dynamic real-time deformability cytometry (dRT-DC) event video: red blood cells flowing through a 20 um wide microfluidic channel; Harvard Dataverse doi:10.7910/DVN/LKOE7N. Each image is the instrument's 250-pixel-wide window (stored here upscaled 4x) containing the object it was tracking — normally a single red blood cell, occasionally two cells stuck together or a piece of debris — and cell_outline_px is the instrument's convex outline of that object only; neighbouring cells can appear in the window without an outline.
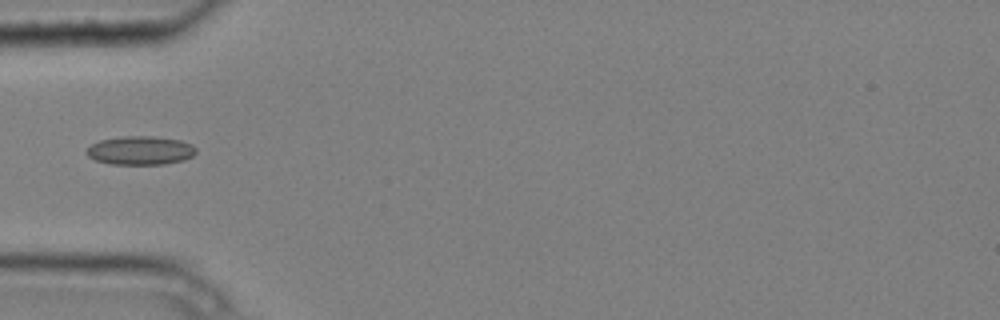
{"species": "common noctule bat (a hibernating species)", "species_latin": "Nyctalus noctula", "temperature_condition": "cold", "stored_images_in_passage": 5, "camera_frame_rate_fps": 3000, "um_per_image_px": 0.085, "animal": {"sex": "male", "body_mass_g": 20.4}, "frame": {"image": 1, "passage_image": 5, "time_ms": 1.333, "image_size_px": [1000, 320], "cell_outline_px": [[196, 152], [192, 156], [184, 160], [164, 164], [112, 164], [96, 160], [88, 156], [84, 152], [92, 144], [100, 140], [124, 136], [152, 136], [180, 140], [192, 144], [196, 148]], "centroid_in_image_um": [11.94, 12.79], "position_along_channel_um": 73.1, "area_um2": 18.26}}